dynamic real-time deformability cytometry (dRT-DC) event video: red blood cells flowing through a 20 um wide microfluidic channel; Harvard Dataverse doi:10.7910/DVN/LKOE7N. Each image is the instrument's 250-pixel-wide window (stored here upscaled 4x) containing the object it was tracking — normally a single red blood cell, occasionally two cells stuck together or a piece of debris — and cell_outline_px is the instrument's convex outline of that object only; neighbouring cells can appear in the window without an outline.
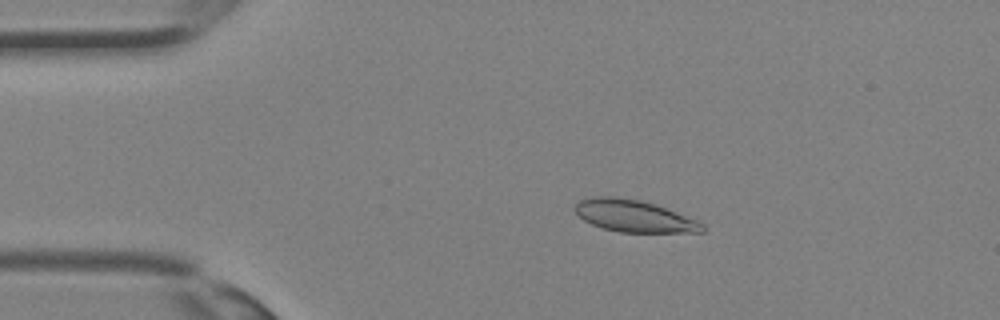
{"species": "Egyptian fruit bat (a non-hibernating species)", "species_latin": "Rousettus aegyptiacus", "temperature_condition": "room temperature", "stored_images_in_passage": 35, "camera_frame_rate_fps": 3000, "um_per_image_px": 0.085, "animal": {"sex": "female"}, "frame": {"image": 1, "passage_image": 7, "time_ms": 2.0, "image_size_px": [1000, 320], "cell_outline_px": [[704, 232], [620, 232], [604, 228], [592, 224], [584, 220], [576, 212], [576, 204], [584, 196], [612, 196], [640, 200], [656, 204], [696, 220], [704, 224]], "centroid_in_image_um": [53.88, 18.35], "position_along_channel_um": 31.1, "area_um2": 23.58}}
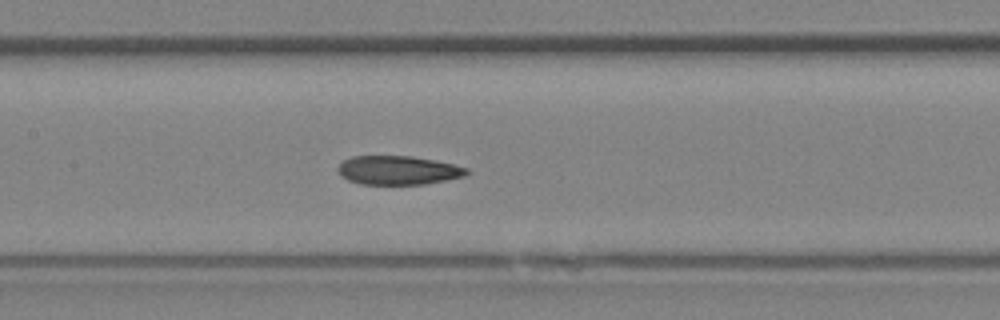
{"frame": {"image": 2, "passage_image": 17, "time_ms": 5.333, "image_size_px": [1000, 320], "cell_outline_px": [[472, 172], [464, 176], [448, 180], [424, 184], [360, 184], [348, 180], [340, 176], [336, 168], [344, 160], [352, 156], [412, 156], [436, 160], [468, 168]], "centroid_in_image_um": [33.85, 14.47], "position_along_channel_um": 173.5, "area_um2": 21.85}}
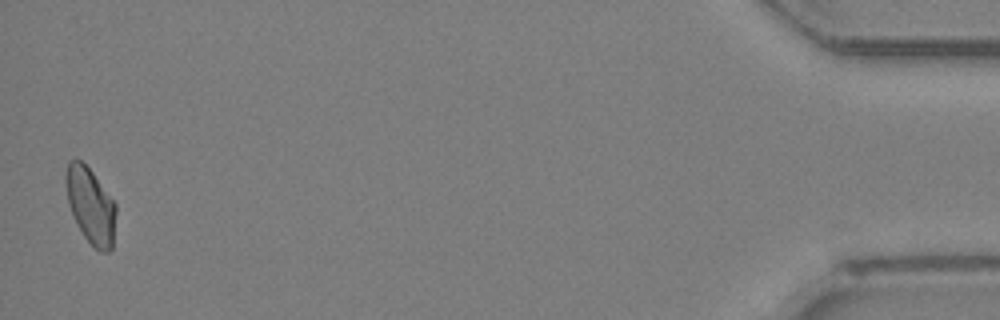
{"frame": {"image": 3, "passage_image": 35, "time_ms": 11.333, "image_size_px": [1000, 320], "cell_outline_px": [[116, 212], [112, 248], [108, 252], [100, 252], [84, 236], [68, 204], [64, 180], [64, 176], [68, 160], [80, 160], [92, 172], [116, 204]], "centroid_in_image_um": [7.69, 17.45], "position_along_channel_um": 427.5, "area_um2": 21.91}}